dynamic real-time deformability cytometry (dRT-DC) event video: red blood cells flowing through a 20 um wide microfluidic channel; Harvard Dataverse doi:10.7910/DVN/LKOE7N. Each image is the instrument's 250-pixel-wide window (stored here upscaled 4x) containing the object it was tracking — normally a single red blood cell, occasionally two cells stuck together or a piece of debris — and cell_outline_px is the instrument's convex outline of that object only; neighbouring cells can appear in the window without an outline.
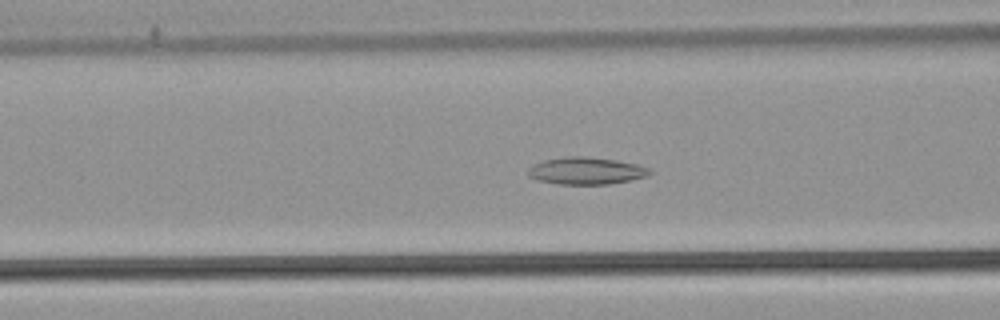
{"species": "common noctule bat (a hibernating species)", "species_latin": "Nyctalus noctula", "temperature_condition": "warm", "stored_images_in_passage": 47, "camera_frame_rate_fps": 3000, "um_per_image_px": 0.085, "animal": {"sex": "male", "body_mass_g": 21.5, "forearm_length_mm": 52.0}, "frame": {"image": 1, "passage_image": 15, "time_ms": 4.667, "image_size_px": [1000, 320], "cell_outline_px": [[652, 172], [648, 176], [632, 180], [608, 184], [556, 184], [536, 180], [528, 176], [528, 168], [532, 164], [544, 160], [568, 156], [584, 156], [616, 160], [636, 164], [648, 168]], "centroid_in_image_um": [49.79, 14.52], "position_along_channel_um": 116.8, "area_um2": 19.36}}
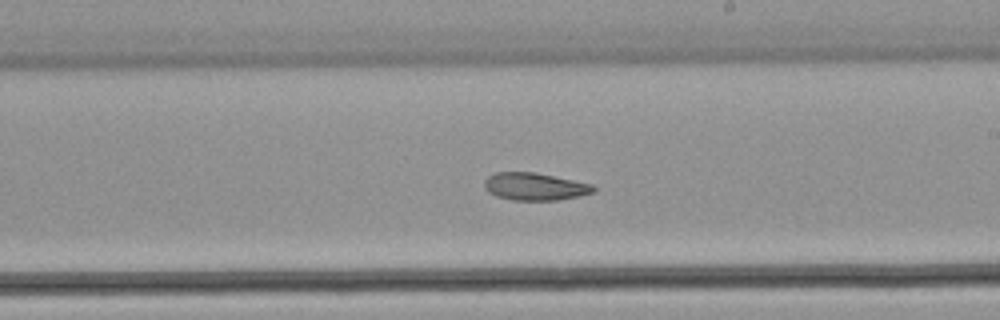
{"frame": {"image": 2, "passage_image": 25, "time_ms": 8.0, "image_size_px": [1000, 320], "cell_outline_px": [[596, 188], [592, 192], [580, 196], [560, 200], [512, 200], [496, 196], [488, 192], [484, 188], [484, 180], [488, 176], [496, 172], [532, 172], [592, 184]], "centroid_in_image_um": [45.42, 15.86], "position_along_channel_um": 243.6, "area_um2": 17.4}}
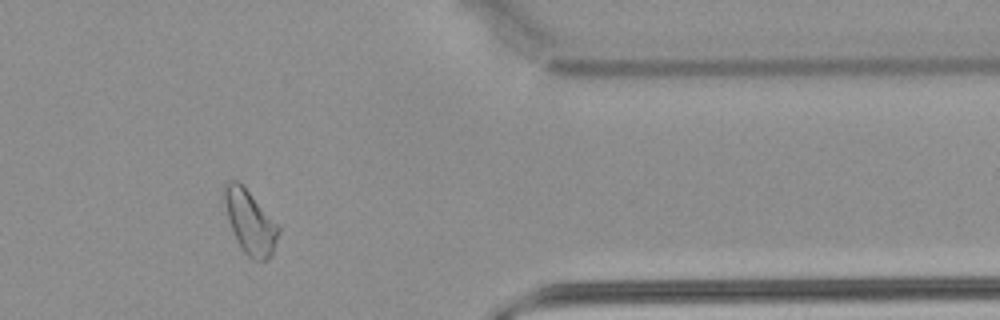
{"frame": {"image": 3, "passage_image": 38, "time_ms": 12.333, "image_size_px": [1000, 320], "cell_outline_px": [[280, 232], [272, 256], [268, 260], [256, 260], [248, 256], [244, 252], [236, 240], [228, 220], [224, 204], [224, 188], [228, 180], [236, 180], [248, 192], [280, 228]], "centroid_in_image_um": [21.25, 18.93], "position_along_channel_um": 390.2, "area_um2": 19.59}, "authors_computed_cell_mechanics": {"area_um2": 19.5942, "velocity_mm_per_s": 3.8161, "shape_relaxation_time_tau1_ms": null, "shape_relaxation_time_tau2_ms": 9.3046, "deformation_change_tau1": null, "deformation_change_tau2": 0.1701}}